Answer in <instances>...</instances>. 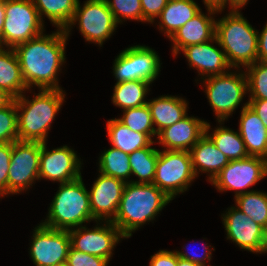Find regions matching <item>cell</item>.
<instances>
[{
    "label": "cell",
    "mask_w": 267,
    "mask_h": 266,
    "mask_svg": "<svg viewBox=\"0 0 267 266\" xmlns=\"http://www.w3.org/2000/svg\"><path fill=\"white\" fill-rule=\"evenodd\" d=\"M68 37L63 29L52 34L45 33L25 43L17 45L14 50L18 56L21 73L28 89H59L58 74L66 63L65 48Z\"/></svg>",
    "instance_id": "cell-1"
},
{
    "label": "cell",
    "mask_w": 267,
    "mask_h": 266,
    "mask_svg": "<svg viewBox=\"0 0 267 266\" xmlns=\"http://www.w3.org/2000/svg\"><path fill=\"white\" fill-rule=\"evenodd\" d=\"M172 199L155 184L126 183L117 214L111 221L127 239L155 217Z\"/></svg>",
    "instance_id": "cell-2"
},
{
    "label": "cell",
    "mask_w": 267,
    "mask_h": 266,
    "mask_svg": "<svg viewBox=\"0 0 267 266\" xmlns=\"http://www.w3.org/2000/svg\"><path fill=\"white\" fill-rule=\"evenodd\" d=\"M65 96L63 89H39L31 100L24 93L15 98L18 140L45 143Z\"/></svg>",
    "instance_id": "cell-3"
},
{
    "label": "cell",
    "mask_w": 267,
    "mask_h": 266,
    "mask_svg": "<svg viewBox=\"0 0 267 266\" xmlns=\"http://www.w3.org/2000/svg\"><path fill=\"white\" fill-rule=\"evenodd\" d=\"M216 45L225 53L234 69L247 67L258 61V30L252 27L240 9L230 10L216 20Z\"/></svg>",
    "instance_id": "cell-4"
},
{
    "label": "cell",
    "mask_w": 267,
    "mask_h": 266,
    "mask_svg": "<svg viewBox=\"0 0 267 266\" xmlns=\"http://www.w3.org/2000/svg\"><path fill=\"white\" fill-rule=\"evenodd\" d=\"M91 221L96 222L92 217L89 194L81 176L72 182L59 184L47 218L41 224L68 231Z\"/></svg>",
    "instance_id": "cell-5"
},
{
    "label": "cell",
    "mask_w": 267,
    "mask_h": 266,
    "mask_svg": "<svg viewBox=\"0 0 267 266\" xmlns=\"http://www.w3.org/2000/svg\"><path fill=\"white\" fill-rule=\"evenodd\" d=\"M231 70L201 80L217 122L225 121L230 115L232 116L240 103L243 102L245 94H248L245 71L239 68L235 72H231Z\"/></svg>",
    "instance_id": "cell-6"
},
{
    "label": "cell",
    "mask_w": 267,
    "mask_h": 266,
    "mask_svg": "<svg viewBox=\"0 0 267 266\" xmlns=\"http://www.w3.org/2000/svg\"><path fill=\"white\" fill-rule=\"evenodd\" d=\"M5 14L2 47L15 48L45 31L32 0H6Z\"/></svg>",
    "instance_id": "cell-7"
},
{
    "label": "cell",
    "mask_w": 267,
    "mask_h": 266,
    "mask_svg": "<svg viewBox=\"0 0 267 266\" xmlns=\"http://www.w3.org/2000/svg\"><path fill=\"white\" fill-rule=\"evenodd\" d=\"M196 175L189 151L159 150L153 184L172 200L188 190Z\"/></svg>",
    "instance_id": "cell-8"
},
{
    "label": "cell",
    "mask_w": 267,
    "mask_h": 266,
    "mask_svg": "<svg viewBox=\"0 0 267 266\" xmlns=\"http://www.w3.org/2000/svg\"><path fill=\"white\" fill-rule=\"evenodd\" d=\"M78 0L74 16L64 30L67 37L71 34L72 26L78 22L79 31L85 41L98 44L100 47L109 39L118 24L114 19L113 13L109 9L105 0H86L81 7ZM76 23V24H75Z\"/></svg>",
    "instance_id": "cell-9"
},
{
    "label": "cell",
    "mask_w": 267,
    "mask_h": 266,
    "mask_svg": "<svg viewBox=\"0 0 267 266\" xmlns=\"http://www.w3.org/2000/svg\"><path fill=\"white\" fill-rule=\"evenodd\" d=\"M113 75L116 83L134 80L153 83L160 73L158 53L145 45H133L122 50L113 62Z\"/></svg>",
    "instance_id": "cell-10"
},
{
    "label": "cell",
    "mask_w": 267,
    "mask_h": 266,
    "mask_svg": "<svg viewBox=\"0 0 267 266\" xmlns=\"http://www.w3.org/2000/svg\"><path fill=\"white\" fill-rule=\"evenodd\" d=\"M267 176V160L262 157L248 156L240 160H231L214 178L211 184L219 192L233 191L234 197L247 193L249 187ZM246 189V190H245Z\"/></svg>",
    "instance_id": "cell-11"
},
{
    "label": "cell",
    "mask_w": 267,
    "mask_h": 266,
    "mask_svg": "<svg viewBox=\"0 0 267 266\" xmlns=\"http://www.w3.org/2000/svg\"><path fill=\"white\" fill-rule=\"evenodd\" d=\"M40 142L15 141L8 172V195L26 191L39 180Z\"/></svg>",
    "instance_id": "cell-12"
},
{
    "label": "cell",
    "mask_w": 267,
    "mask_h": 266,
    "mask_svg": "<svg viewBox=\"0 0 267 266\" xmlns=\"http://www.w3.org/2000/svg\"><path fill=\"white\" fill-rule=\"evenodd\" d=\"M103 222L104 224H102ZM96 223L93 229L84 225L68 230L71 247L110 261L113 249L125 237L111 221H96Z\"/></svg>",
    "instance_id": "cell-13"
},
{
    "label": "cell",
    "mask_w": 267,
    "mask_h": 266,
    "mask_svg": "<svg viewBox=\"0 0 267 266\" xmlns=\"http://www.w3.org/2000/svg\"><path fill=\"white\" fill-rule=\"evenodd\" d=\"M29 255L36 266H52L65 262L71 247L67 230L37 225L33 230Z\"/></svg>",
    "instance_id": "cell-14"
},
{
    "label": "cell",
    "mask_w": 267,
    "mask_h": 266,
    "mask_svg": "<svg viewBox=\"0 0 267 266\" xmlns=\"http://www.w3.org/2000/svg\"><path fill=\"white\" fill-rule=\"evenodd\" d=\"M47 142L41 143L39 181L42 179L53 182L68 183L79 179L81 175V159L67 145L53 150L47 149Z\"/></svg>",
    "instance_id": "cell-15"
},
{
    "label": "cell",
    "mask_w": 267,
    "mask_h": 266,
    "mask_svg": "<svg viewBox=\"0 0 267 266\" xmlns=\"http://www.w3.org/2000/svg\"><path fill=\"white\" fill-rule=\"evenodd\" d=\"M88 191L92 217L96 221H112L118 211L125 182L99 172Z\"/></svg>",
    "instance_id": "cell-16"
},
{
    "label": "cell",
    "mask_w": 267,
    "mask_h": 266,
    "mask_svg": "<svg viewBox=\"0 0 267 266\" xmlns=\"http://www.w3.org/2000/svg\"><path fill=\"white\" fill-rule=\"evenodd\" d=\"M221 216L227 240L236 243L242 250L260 253L264 231L262 226L255 223L236 206L227 208Z\"/></svg>",
    "instance_id": "cell-17"
},
{
    "label": "cell",
    "mask_w": 267,
    "mask_h": 266,
    "mask_svg": "<svg viewBox=\"0 0 267 266\" xmlns=\"http://www.w3.org/2000/svg\"><path fill=\"white\" fill-rule=\"evenodd\" d=\"M206 122L204 119L190 117L187 114L157 134L158 144L163 145V150L189 151L205 134Z\"/></svg>",
    "instance_id": "cell-18"
},
{
    "label": "cell",
    "mask_w": 267,
    "mask_h": 266,
    "mask_svg": "<svg viewBox=\"0 0 267 266\" xmlns=\"http://www.w3.org/2000/svg\"><path fill=\"white\" fill-rule=\"evenodd\" d=\"M216 37L205 43L190 45L181 50L188 61V65L198 71L201 79L228 72L232 67L228 64L222 48L213 44Z\"/></svg>",
    "instance_id": "cell-19"
},
{
    "label": "cell",
    "mask_w": 267,
    "mask_h": 266,
    "mask_svg": "<svg viewBox=\"0 0 267 266\" xmlns=\"http://www.w3.org/2000/svg\"><path fill=\"white\" fill-rule=\"evenodd\" d=\"M206 10L208 14L205 15L201 10L169 39L173 42L172 55L177 56L187 46L205 43L215 38L216 20L214 15L218 14V11L209 8Z\"/></svg>",
    "instance_id": "cell-20"
},
{
    "label": "cell",
    "mask_w": 267,
    "mask_h": 266,
    "mask_svg": "<svg viewBox=\"0 0 267 266\" xmlns=\"http://www.w3.org/2000/svg\"><path fill=\"white\" fill-rule=\"evenodd\" d=\"M238 132L249 156L262 157L267 160V128L248 106V101L242 106Z\"/></svg>",
    "instance_id": "cell-21"
},
{
    "label": "cell",
    "mask_w": 267,
    "mask_h": 266,
    "mask_svg": "<svg viewBox=\"0 0 267 266\" xmlns=\"http://www.w3.org/2000/svg\"><path fill=\"white\" fill-rule=\"evenodd\" d=\"M189 153L196 177L200 174L199 172L207 173L209 183L229 163V159L217 149L206 134L189 150Z\"/></svg>",
    "instance_id": "cell-22"
},
{
    "label": "cell",
    "mask_w": 267,
    "mask_h": 266,
    "mask_svg": "<svg viewBox=\"0 0 267 266\" xmlns=\"http://www.w3.org/2000/svg\"><path fill=\"white\" fill-rule=\"evenodd\" d=\"M156 134L183 119L188 113V102L179 96L162 95L148 100Z\"/></svg>",
    "instance_id": "cell-23"
},
{
    "label": "cell",
    "mask_w": 267,
    "mask_h": 266,
    "mask_svg": "<svg viewBox=\"0 0 267 266\" xmlns=\"http://www.w3.org/2000/svg\"><path fill=\"white\" fill-rule=\"evenodd\" d=\"M200 11V6L194 0H168L167 5L157 17L159 18L157 28L170 39L179 28Z\"/></svg>",
    "instance_id": "cell-24"
},
{
    "label": "cell",
    "mask_w": 267,
    "mask_h": 266,
    "mask_svg": "<svg viewBox=\"0 0 267 266\" xmlns=\"http://www.w3.org/2000/svg\"><path fill=\"white\" fill-rule=\"evenodd\" d=\"M0 88L14 98H18L28 89L20 68L18 56L14 48L0 46Z\"/></svg>",
    "instance_id": "cell-25"
},
{
    "label": "cell",
    "mask_w": 267,
    "mask_h": 266,
    "mask_svg": "<svg viewBox=\"0 0 267 266\" xmlns=\"http://www.w3.org/2000/svg\"><path fill=\"white\" fill-rule=\"evenodd\" d=\"M106 128L112 146L126 154L148 147L153 142L148 134L132 131L117 118L107 120Z\"/></svg>",
    "instance_id": "cell-26"
},
{
    "label": "cell",
    "mask_w": 267,
    "mask_h": 266,
    "mask_svg": "<svg viewBox=\"0 0 267 266\" xmlns=\"http://www.w3.org/2000/svg\"><path fill=\"white\" fill-rule=\"evenodd\" d=\"M220 124L217 128L213 129L210 134L209 130H212L210 123L206 122L205 134L213 141L214 145L220 150L228 159L240 160L247 158L248 152L242 137L238 130L235 132L224 125V121H218Z\"/></svg>",
    "instance_id": "cell-27"
},
{
    "label": "cell",
    "mask_w": 267,
    "mask_h": 266,
    "mask_svg": "<svg viewBox=\"0 0 267 266\" xmlns=\"http://www.w3.org/2000/svg\"><path fill=\"white\" fill-rule=\"evenodd\" d=\"M32 2L43 23V17L46 16L52 26L65 30L74 16L78 0H32Z\"/></svg>",
    "instance_id": "cell-28"
},
{
    "label": "cell",
    "mask_w": 267,
    "mask_h": 266,
    "mask_svg": "<svg viewBox=\"0 0 267 266\" xmlns=\"http://www.w3.org/2000/svg\"><path fill=\"white\" fill-rule=\"evenodd\" d=\"M149 85L151 83L142 80L115 83L112 103L123 110L145 105Z\"/></svg>",
    "instance_id": "cell-29"
},
{
    "label": "cell",
    "mask_w": 267,
    "mask_h": 266,
    "mask_svg": "<svg viewBox=\"0 0 267 266\" xmlns=\"http://www.w3.org/2000/svg\"><path fill=\"white\" fill-rule=\"evenodd\" d=\"M154 143L157 142L153 141L148 147L136 150L129 154L131 176L134 175L139 179L136 181L131 180L132 183H153L159 152V149L152 147Z\"/></svg>",
    "instance_id": "cell-30"
},
{
    "label": "cell",
    "mask_w": 267,
    "mask_h": 266,
    "mask_svg": "<svg viewBox=\"0 0 267 266\" xmlns=\"http://www.w3.org/2000/svg\"><path fill=\"white\" fill-rule=\"evenodd\" d=\"M129 154H126L118 148L111 147L101 152L99 156V172L112 176L124 181L125 183L131 182V167L129 164Z\"/></svg>",
    "instance_id": "cell-31"
},
{
    "label": "cell",
    "mask_w": 267,
    "mask_h": 266,
    "mask_svg": "<svg viewBox=\"0 0 267 266\" xmlns=\"http://www.w3.org/2000/svg\"><path fill=\"white\" fill-rule=\"evenodd\" d=\"M235 206L264 229L267 228V193L250 191L235 197Z\"/></svg>",
    "instance_id": "cell-32"
},
{
    "label": "cell",
    "mask_w": 267,
    "mask_h": 266,
    "mask_svg": "<svg viewBox=\"0 0 267 266\" xmlns=\"http://www.w3.org/2000/svg\"><path fill=\"white\" fill-rule=\"evenodd\" d=\"M117 119L132 131L148 134L151 138L157 136L147 104L125 109L123 116Z\"/></svg>",
    "instance_id": "cell-33"
},
{
    "label": "cell",
    "mask_w": 267,
    "mask_h": 266,
    "mask_svg": "<svg viewBox=\"0 0 267 266\" xmlns=\"http://www.w3.org/2000/svg\"><path fill=\"white\" fill-rule=\"evenodd\" d=\"M244 69L249 100H267V62L256 61Z\"/></svg>",
    "instance_id": "cell-34"
},
{
    "label": "cell",
    "mask_w": 267,
    "mask_h": 266,
    "mask_svg": "<svg viewBox=\"0 0 267 266\" xmlns=\"http://www.w3.org/2000/svg\"><path fill=\"white\" fill-rule=\"evenodd\" d=\"M117 24L124 20L142 22L141 0H105Z\"/></svg>",
    "instance_id": "cell-35"
},
{
    "label": "cell",
    "mask_w": 267,
    "mask_h": 266,
    "mask_svg": "<svg viewBox=\"0 0 267 266\" xmlns=\"http://www.w3.org/2000/svg\"><path fill=\"white\" fill-rule=\"evenodd\" d=\"M18 141L17 109L15 100L0 109V143Z\"/></svg>",
    "instance_id": "cell-36"
},
{
    "label": "cell",
    "mask_w": 267,
    "mask_h": 266,
    "mask_svg": "<svg viewBox=\"0 0 267 266\" xmlns=\"http://www.w3.org/2000/svg\"><path fill=\"white\" fill-rule=\"evenodd\" d=\"M12 154V143H0V198L8 195V172Z\"/></svg>",
    "instance_id": "cell-37"
},
{
    "label": "cell",
    "mask_w": 267,
    "mask_h": 266,
    "mask_svg": "<svg viewBox=\"0 0 267 266\" xmlns=\"http://www.w3.org/2000/svg\"><path fill=\"white\" fill-rule=\"evenodd\" d=\"M66 262L68 266H108L110 261L70 247Z\"/></svg>",
    "instance_id": "cell-38"
},
{
    "label": "cell",
    "mask_w": 267,
    "mask_h": 266,
    "mask_svg": "<svg viewBox=\"0 0 267 266\" xmlns=\"http://www.w3.org/2000/svg\"><path fill=\"white\" fill-rule=\"evenodd\" d=\"M167 3L168 0H141L142 22L153 24Z\"/></svg>",
    "instance_id": "cell-39"
},
{
    "label": "cell",
    "mask_w": 267,
    "mask_h": 266,
    "mask_svg": "<svg viewBox=\"0 0 267 266\" xmlns=\"http://www.w3.org/2000/svg\"><path fill=\"white\" fill-rule=\"evenodd\" d=\"M203 245H204L203 246V252L204 253L199 254V255L191 252L190 250H189L190 252H188L187 249H186L187 252L186 251L184 252V251H180V250L177 251L176 250V253H177L179 258H182V259H185V260H189V261H191L193 263H197V264H200L202 266H208V265H206V263H207L206 260L208 262L211 261V259H212V250L215 251V249L212 248L211 245H208V243L207 244H203ZM209 247L212 248V249H209ZM209 266H211V265L209 264Z\"/></svg>",
    "instance_id": "cell-40"
},
{
    "label": "cell",
    "mask_w": 267,
    "mask_h": 266,
    "mask_svg": "<svg viewBox=\"0 0 267 266\" xmlns=\"http://www.w3.org/2000/svg\"><path fill=\"white\" fill-rule=\"evenodd\" d=\"M178 255L176 251L159 250L151 256L149 266H177Z\"/></svg>",
    "instance_id": "cell-41"
},
{
    "label": "cell",
    "mask_w": 267,
    "mask_h": 266,
    "mask_svg": "<svg viewBox=\"0 0 267 266\" xmlns=\"http://www.w3.org/2000/svg\"><path fill=\"white\" fill-rule=\"evenodd\" d=\"M248 106L258 115L267 128V100H248Z\"/></svg>",
    "instance_id": "cell-42"
},
{
    "label": "cell",
    "mask_w": 267,
    "mask_h": 266,
    "mask_svg": "<svg viewBox=\"0 0 267 266\" xmlns=\"http://www.w3.org/2000/svg\"><path fill=\"white\" fill-rule=\"evenodd\" d=\"M258 61L267 62V23L258 31Z\"/></svg>",
    "instance_id": "cell-43"
},
{
    "label": "cell",
    "mask_w": 267,
    "mask_h": 266,
    "mask_svg": "<svg viewBox=\"0 0 267 266\" xmlns=\"http://www.w3.org/2000/svg\"><path fill=\"white\" fill-rule=\"evenodd\" d=\"M203 3L206 8L216 10L218 13L225 10L227 5H229L227 8L231 10V0H203Z\"/></svg>",
    "instance_id": "cell-44"
},
{
    "label": "cell",
    "mask_w": 267,
    "mask_h": 266,
    "mask_svg": "<svg viewBox=\"0 0 267 266\" xmlns=\"http://www.w3.org/2000/svg\"><path fill=\"white\" fill-rule=\"evenodd\" d=\"M14 99L15 98L11 94L0 88V109L10 105Z\"/></svg>",
    "instance_id": "cell-45"
},
{
    "label": "cell",
    "mask_w": 267,
    "mask_h": 266,
    "mask_svg": "<svg viewBox=\"0 0 267 266\" xmlns=\"http://www.w3.org/2000/svg\"><path fill=\"white\" fill-rule=\"evenodd\" d=\"M6 0H0V46L2 47V30L4 26Z\"/></svg>",
    "instance_id": "cell-46"
},
{
    "label": "cell",
    "mask_w": 267,
    "mask_h": 266,
    "mask_svg": "<svg viewBox=\"0 0 267 266\" xmlns=\"http://www.w3.org/2000/svg\"><path fill=\"white\" fill-rule=\"evenodd\" d=\"M249 0H231V10H236L244 7Z\"/></svg>",
    "instance_id": "cell-47"
},
{
    "label": "cell",
    "mask_w": 267,
    "mask_h": 266,
    "mask_svg": "<svg viewBox=\"0 0 267 266\" xmlns=\"http://www.w3.org/2000/svg\"><path fill=\"white\" fill-rule=\"evenodd\" d=\"M267 253V228L263 231L262 246L259 254Z\"/></svg>",
    "instance_id": "cell-48"
},
{
    "label": "cell",
    "mask_w": 267,
    "mask_h": 266,
    "mask_svg": "<svg viewBox=\"0 0 267 266\" xmlns=\"http://www.w3.org/2000/svg\"><path fill=\"white\" fill-rule=\"evenodd\" d=\"M177 266H202V265L197 264V263H193L189 260H185V259L178 257V265Z\"/></svg>",
    "instance_id": "cell-49"
},
{
    "label": "cell",
    "mask_w": 267,
    "mask_h": 266,
    "mask_svg": "<svg viewBox=\"0 0 267 266\" xmlns=\"http://www.w3.org/2000/svg\"><path fill=\"white\" fill-rule=\"evenodd\" d=\"M52 266H68L67 262H62V263H59V264H55V265H52Z\"/></svg>",
    "instance_id": "cell-50"
}]
</instances>
